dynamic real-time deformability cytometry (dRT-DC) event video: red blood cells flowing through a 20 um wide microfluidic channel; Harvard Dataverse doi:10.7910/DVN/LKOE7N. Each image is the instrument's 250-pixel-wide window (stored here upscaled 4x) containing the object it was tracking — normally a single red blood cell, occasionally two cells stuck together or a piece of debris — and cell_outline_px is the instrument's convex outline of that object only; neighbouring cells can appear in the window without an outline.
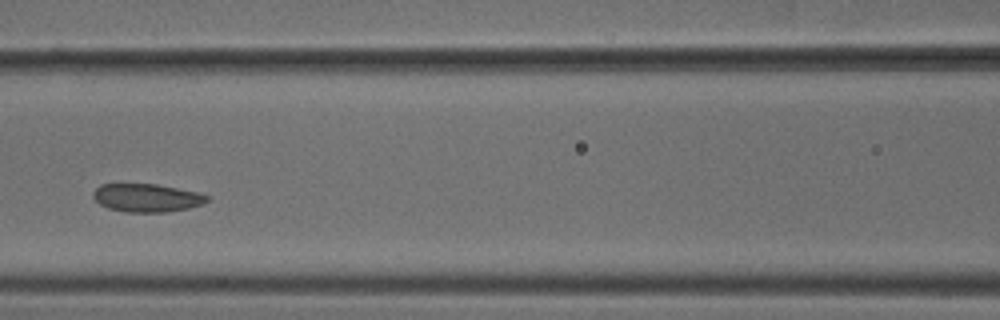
{"species": "common noctule bat (a hibernating species)", "species_latin": "Nyctalus noctula", "temperature_condition": "cold", "stored_images_in_passage": 5, "camera_frame_rate_fps": 3000, "um_per_image_px": 0.085, "animal": {"sex": "male", "body_mass_g": 18.8}, "frame": {"image": 1, "passage_image": 5, "time_ms": 1.333, "image_size_px": [1000, 320], "cell_outline_px": [[208, 200], [200, 204], [188, 208], [168, 212], [124, 212], [108, 208], [100, 204], [92, 196], [92, 192], [100, 184], [156, 184], [200, 192], [208, 196]], "centroid_in_image_um": [12.46, 16.81], "position_along_channel_um": 154.1, "area_um2": 18.73}}